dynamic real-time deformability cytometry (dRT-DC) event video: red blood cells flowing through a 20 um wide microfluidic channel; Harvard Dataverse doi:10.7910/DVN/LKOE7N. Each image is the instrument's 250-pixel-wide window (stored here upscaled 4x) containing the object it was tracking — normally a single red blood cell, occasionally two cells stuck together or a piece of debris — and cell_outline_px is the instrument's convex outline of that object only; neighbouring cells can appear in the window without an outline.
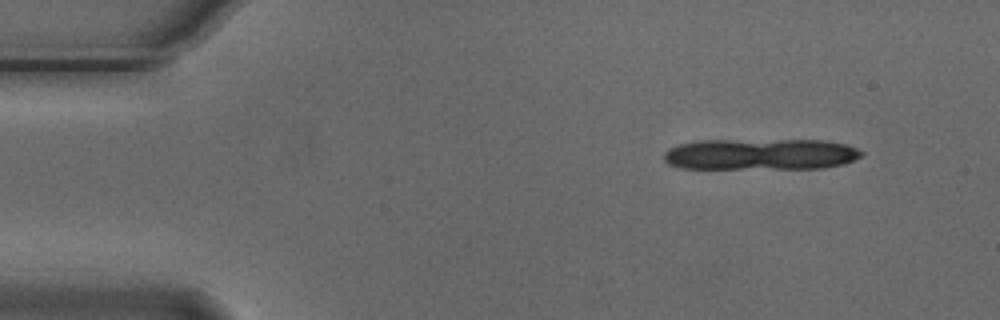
{"species": "Egyptian fruit bat (a non-hibernating species)", "species_latin": "Rousettus aegyptiacus", "temperature_condition": "cold", "stored_images_in_passage": 4, "segment_of_instrument_passage": [1, 2], "camera_frame_rate_fps": 3000, "um_per_image_px": 0.085, "animal": {"sex": "male"}, "frame": {"image": 1, "passage_image": 1, "time_ms": 0.0, "image_size_px": [1000, 320], "cell_outline_px": [[864, 156], [844, 164], [824, 168], [680, 168], [668, 164], [664, 160], [664, 152], [668, 148], [680, 144], [700, 140], [824, 140], [844, 144], [856, 148], [864, 152]], "centroid_in_image_um": [64.66, 13.11], "position_along_channel_um": 20.3, "area_um2": 36.18}}